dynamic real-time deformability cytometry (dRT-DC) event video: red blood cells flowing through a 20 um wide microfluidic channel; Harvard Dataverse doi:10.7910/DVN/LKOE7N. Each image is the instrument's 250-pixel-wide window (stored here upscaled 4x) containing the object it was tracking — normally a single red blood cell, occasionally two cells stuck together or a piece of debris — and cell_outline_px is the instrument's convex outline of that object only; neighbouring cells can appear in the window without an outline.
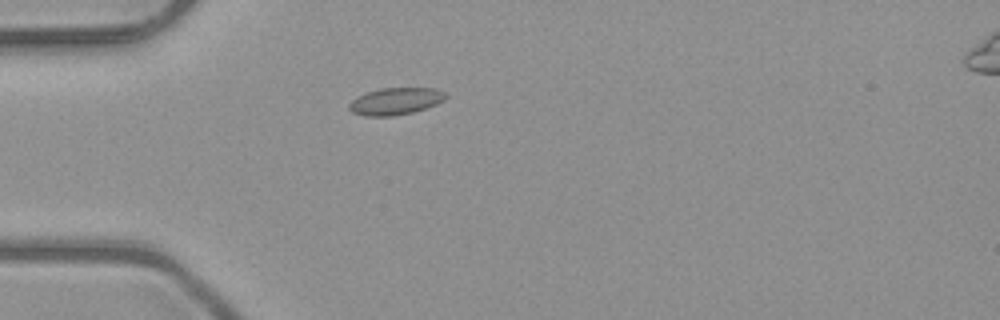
{"species": "common noctule bat (a hibernating species)", "species_latin": "Nyctalus noctula", "temperature_condition": "room temperature", "stored_images_in_passage": 2, "camera_frame_rate_fps": 3000, "um_per_image_px": 0.085, "animal": {"sex": "male", "body_mass_g": 23.1, "forearm_length_mm": 52.7}, "frame": {"image": 1, "passage_image": 1, "time_ms": 0.0, "image_size_px": [1000, 320], "cell_outline_px": [[448, 96], [444, 100], [436, 104], [412, 112], [392, 116], [364, 116], [352, 112], [348, 108], [348, 104], [352, 100], [368, 92], [380, 88], [436, 88], [444, 92]], "centroid_in_image_um": [33.62, 8.6], "position_along_channel_um": 51.4, "area_um2": 15.09}}